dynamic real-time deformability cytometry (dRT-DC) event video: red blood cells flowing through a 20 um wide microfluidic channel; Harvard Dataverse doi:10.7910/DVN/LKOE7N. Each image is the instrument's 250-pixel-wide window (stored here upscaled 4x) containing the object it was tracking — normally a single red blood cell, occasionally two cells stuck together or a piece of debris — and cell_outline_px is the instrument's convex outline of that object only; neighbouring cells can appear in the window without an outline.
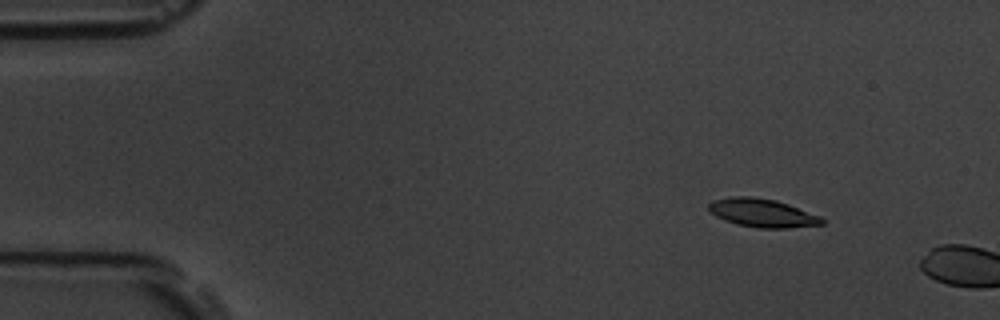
{"species": "common noctule bat (a hibernating species)", "species_latin": "Nyctalus noctula", "temperature_condition": "room temperature", "stored_images_in_passage": 2, "camera_frame_rate_fps": 3000, "um_per_image_px": 0.085, "animal": {"sex": "male", "body_mass_g": 19.5, "forearm_length_mm": 54.6}, "frame": {"image": 1, "passage_image": 1, "time_ms": 0.0, "image_size_px": [1000, 320], "cell_outline_px": [[824, 224], [784, 228], [756, 228], [736, 224], [724, 220], [708, 212], [708, 204], [712, 200], [728, 196], [752, 196], [776, 200], [788, 204], [820, 216], [824, 220]], "centroid_in_image_um": [64.73, 18.09], "position_along_channel_um": 20.3, "area_um2": 18.9}}